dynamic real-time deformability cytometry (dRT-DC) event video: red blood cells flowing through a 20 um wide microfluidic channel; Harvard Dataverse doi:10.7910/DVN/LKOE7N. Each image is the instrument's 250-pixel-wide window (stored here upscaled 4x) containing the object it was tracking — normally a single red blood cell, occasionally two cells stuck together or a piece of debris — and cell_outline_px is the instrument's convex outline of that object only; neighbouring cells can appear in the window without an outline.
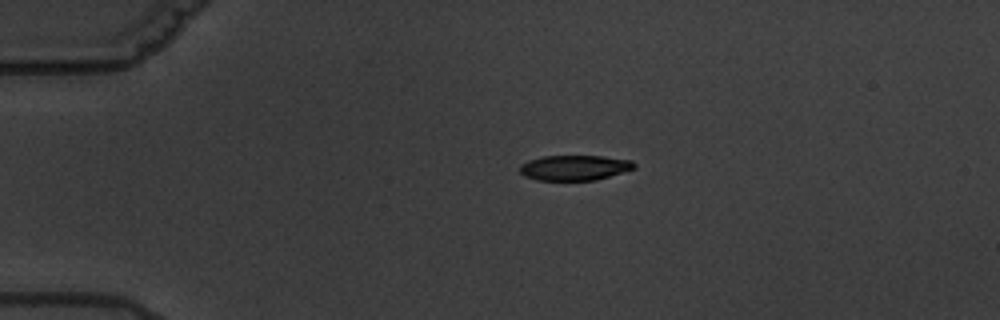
{"species": "common noctule bat (a hibernating species)", "species_latin": "Nyctalus noctula", "temperature_condition": "warm", "stored_images_in_passage": 7, "camera_frame_rate_fps": 3000, "um_per_image_px": 0.085, "animal": {"sex": "male", "body_mass_g": 19.5, "forearm_length_mm": 54.6}, "frame": {"image": 1, "passage_image": 1, "time_ms": 0.0, "image_size_px": [1000, 320], "cell_outline_px": [[636, 168], [596, 180], [536, 180], [524, 176], [520, 172], [520, 164], [528, 160], [544, 156], [604, 156], [632, 160], [636, 164]], "centroid_in_image_um": [48.84, 14.25], "position_along_channel_um": 36.2, "area_um2": 16.88}}
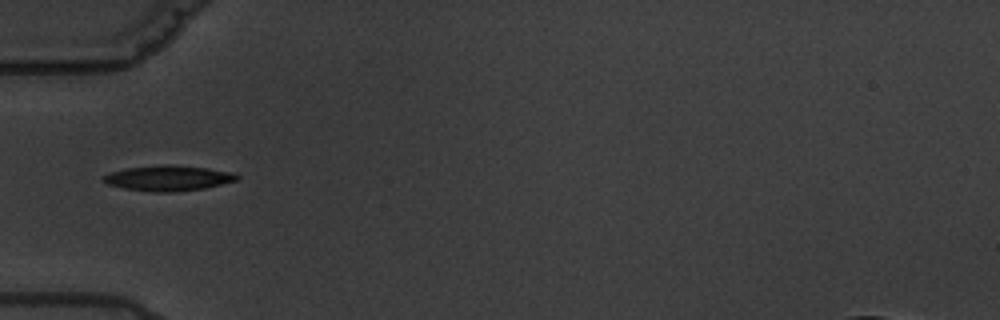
{"frame": {"image": 2, "passage_image": 3, "time_ms": 2.333, "image_size_px": [1000, 320], "cell_outline_px": [[240, 176], [236, 180], [204, 188], [176, 192], [156, 192], [124, 188], [108, 184], [100, 180], [100, 176], [124, 168], [164, 164], [168, 164], [208, 168], [236, 172]], "centroid_in_image_um": [14.28, 15.13], "position_along_channel_um": 70.7, "area_um2": 19.88}}